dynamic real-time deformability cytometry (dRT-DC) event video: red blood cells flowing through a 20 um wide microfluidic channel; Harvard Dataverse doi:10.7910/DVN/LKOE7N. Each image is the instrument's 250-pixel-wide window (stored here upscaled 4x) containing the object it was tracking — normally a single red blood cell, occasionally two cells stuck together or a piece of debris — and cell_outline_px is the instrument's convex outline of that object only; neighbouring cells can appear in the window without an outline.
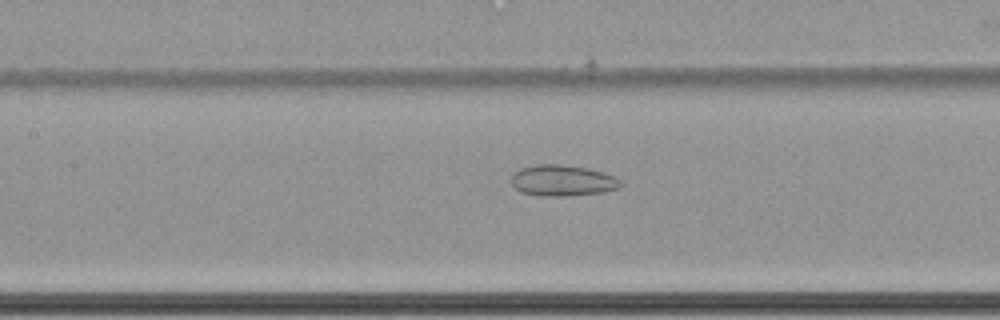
{"species": "common noctule bat (a hibernating species)", "species_latin": "Nyctalus noctula", "temperature_condition": "cold", "stored_images_in_passage": 49, "camera_frame_rate_fps": 3000, "um_per_image_px": 0.085, "animal": {"sex": "female", "body_mass_g": 22.7, "forearm_length_mm": 54.2}, "frame": {"image": 1, "passage_image": 18, "time_ms": 5.667, "image_size_px": [1000, 320], "cell_outline_px": [[624, 184], [620, 188], [604, 192], [564, 196], [540, 196], [520, 192], [512, 184], [512, 176], [520, 168], [536, 164], [560, 164], [588, 168], [604, 172], [616, 176]], "centroid_in_image_um": [47.86, 15.34], "position_along_channel_um": 159.5, "area_um2": 20.0}}
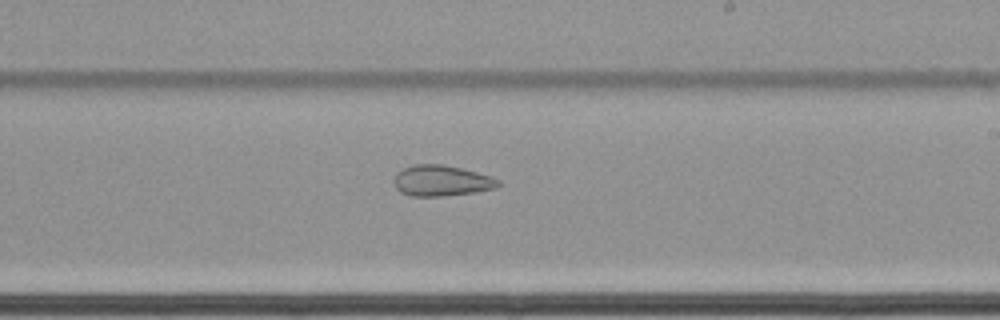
{"frame": {"image": 2, "passage_image": 26, "time_ms": 8.333, "image_size_px": [1000, 320], "cell_outline_px": [[500, 184], [496, 188], [476, 192], [444, 196], [412, 196], [400, 192], [396, 188], [396, 172], [412, 164], [444, 164], [492, 176], [500, 180]], "centroid_in_image_um": [37.55, 15.36], "position_along_channel_um": 251.4, "area_um2": 18.73}}
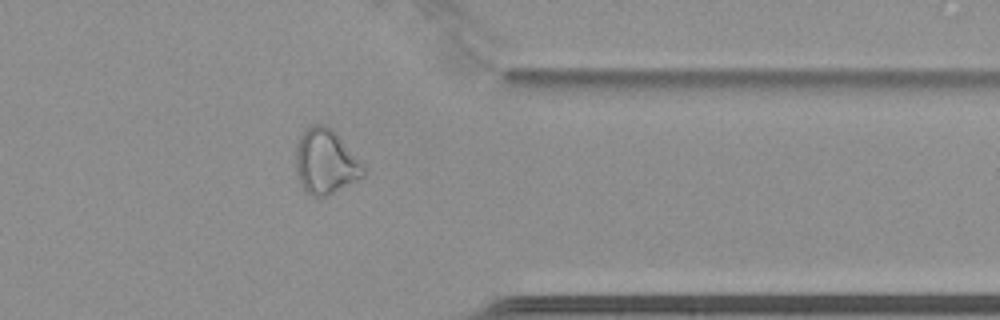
{"frame": {"image": 3, "passage_image": 38, "time_ms": 12.333, "image_size_px": [1000, 320], "cell_outline_px": [[368, 172], [364, 176], [328, 196], [312, 196], [304, 192], [300, 184], [296, 172], [296, 144], [300, 136], [312, 124], [324, 124], [332, 128], [336, 132], [368, 168]], "centroid_in_image_um": [27.7, 13.76], "position_along_channel_um": 383.7, "area_um2": 26.07}, "authors_computed_cell_mechanics": {"area_um2": 23.6402, "velocity_mm_per_s": 3.4482, "shape_relaxation_time_tau1_ms": null, "shape_relaxation_time_tau2_ms": 4.1673, "deformation_change_tau1": null, "deformation_change_tau2": 0.1129}}